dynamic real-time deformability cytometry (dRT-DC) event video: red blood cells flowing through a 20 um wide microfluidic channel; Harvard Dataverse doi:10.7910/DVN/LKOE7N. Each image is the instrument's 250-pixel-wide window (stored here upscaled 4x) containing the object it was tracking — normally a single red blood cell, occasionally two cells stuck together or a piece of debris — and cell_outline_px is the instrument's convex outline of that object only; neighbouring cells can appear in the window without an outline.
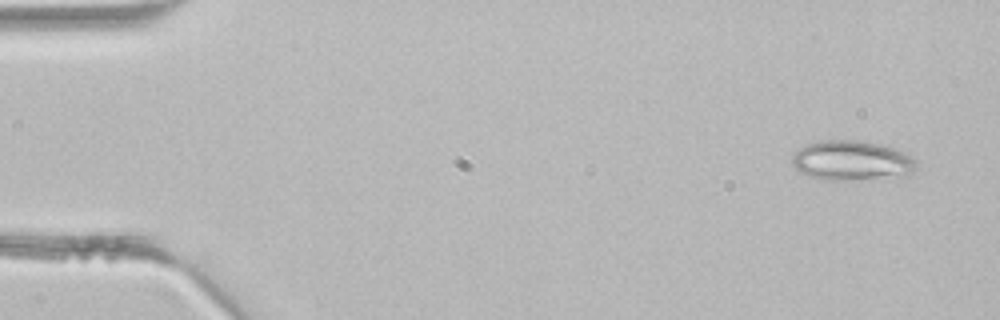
{"species": "common noctule bat (a hibernating species)", "species_latin": "Nyctalus noctula", "temperature_condition": "room temperature", "stored_images_in_passage": 41, "camera_frame_rate_fps": 3000, "um_per_image_px": 0.085, "animal": {"sex": "male", "body_mass_g": 21.5, "forearm_length_mm": 52.0}, "frame": {"image": 1, "passage_image": 1, "time_ms": 0.0, "image_size_px": [1000, 320], "cell_outline_px": [[920, 164], [912, 176], [908, 180], [832, 180], [808, 176], [800, 172], [792, 164], [792, 156], [804, 144], [820, 140], [864, 140], [884, 144], [908, 152]], "centroid_in_image_um": [72.6, 13.68], "position_along_channel_um": 12.4, "area_um2": 30.63}}
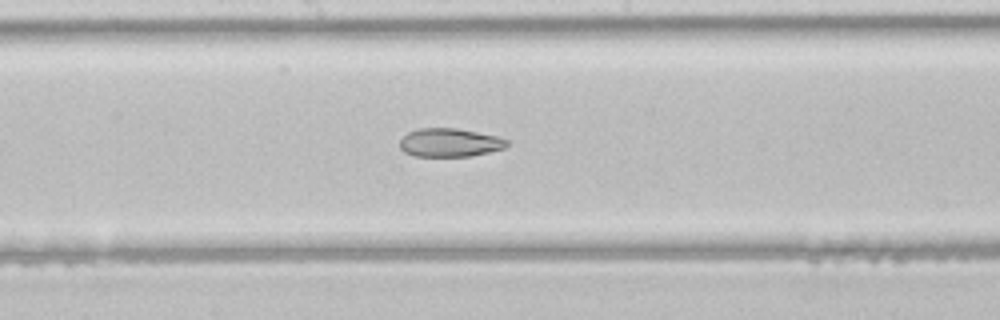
{"frame": {"image": 2, "passage_image": 21, "time_ms": 6.667, "image_size_px": [1000, 320], "cell_outline_px": [[508, 144], [504, 148], [488, 152], [468, 156], [416, 156], [404, 152], [400, 148], [400, 140], [408, 132], [416, 128], [456, 128], [496, 136], [508, 140]], "centroid_in_image_um": [38.19, 12.11], "position_along_channel_um": 210.0, "area_um2": 17.63}}
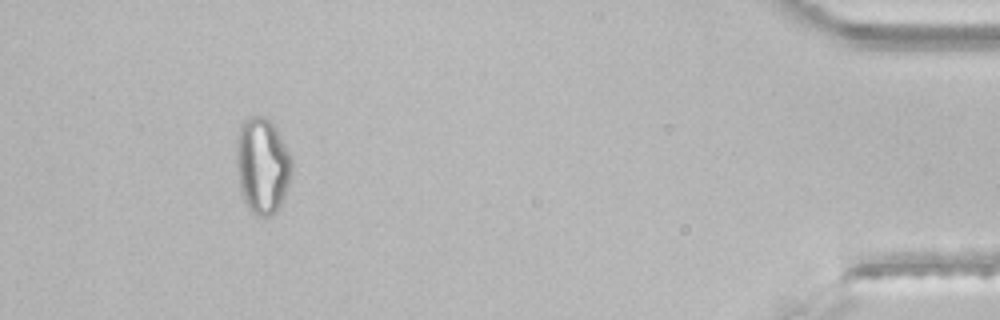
{"frame": {"image": 3, "passage_image": 38, "time_ms": 12.333, "image_size_px": [1000, 320], "cell_outline_px": [[292, 168], [284, 196], [276, 212], [272, 216], [256, 216], [248, 208], [244, 200], [240, 188], [236, 164], [236, 140], [240, 128], [248, 116], [264, 116], [276, 128], [292, 156]], "centroid_in_image_um": [22.29, 14.08], "position_along_channel_um": 412.9, "area_um2": 30.98}}